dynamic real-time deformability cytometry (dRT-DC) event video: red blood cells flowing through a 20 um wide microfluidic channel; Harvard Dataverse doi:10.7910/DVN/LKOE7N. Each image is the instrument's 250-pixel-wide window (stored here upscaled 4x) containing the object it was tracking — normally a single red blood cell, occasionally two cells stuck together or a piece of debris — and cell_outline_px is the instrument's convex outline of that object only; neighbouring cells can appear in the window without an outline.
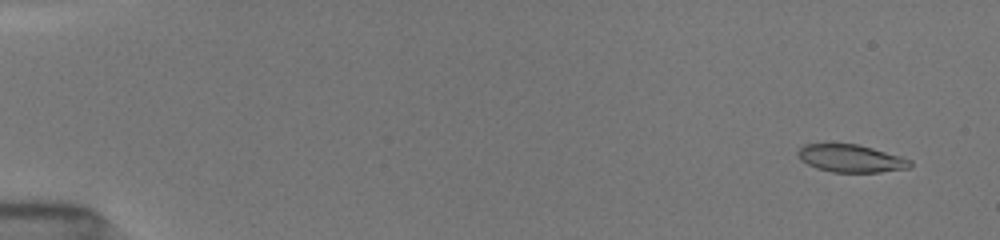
{"species": "common noctule bat (a hibernating species)", "species_latin": "Nyctalus noctula", "temperature_condition": "room temperature", "stored_images_in_passage": 33, "camera_frame_rate_fps": 3000, "um_per_image_px": 0.085, "animal": {"sex": "female", "body_mass_g": 19.5, "forearm_length_mm": 54.1}, "frame": {"image": 1, "passage_image": 2, "time_ms": 1.0, "image_size_px": [1000, 240], "cell_outline_px": [[912, 164], [908, 168], [880, 172], [832, 172], [816, 168], [800, 160], [796, 152], [804, 144], [856, 144], [872, 148], [900, 156], [912, 160]], "centroid_in_image_um": [72.31, 13.47], "position_along_channel_um": 12.7, "area_um2": 17.98}}
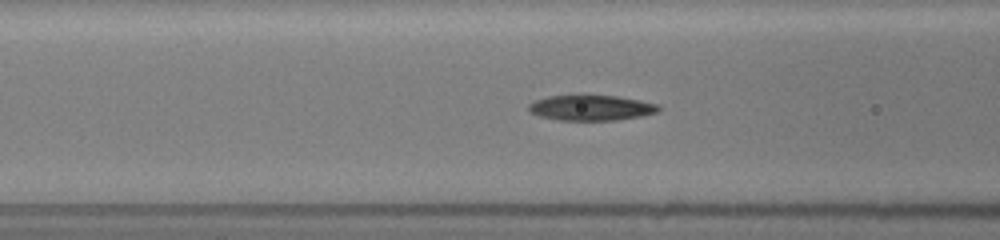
{"frame": {"image": 2, "passage_image": 14, "time_ms": 7.333, "image_size_px": [1000, 240], "cell_outline_px": [[660, 108], [656, 112], [640, 116], [616, 120], [560, 120], [540, 116], [532, 112], [528, 108], [528, 104], [536, 100], [548, 96], [580, 92], [588, 92], [616, 96], [640, 100], [660, 104]], "centroid_in_image_um": [50.23, 9.1], "position_along_channel_um": 116.4, "area_um2": 20.0}}
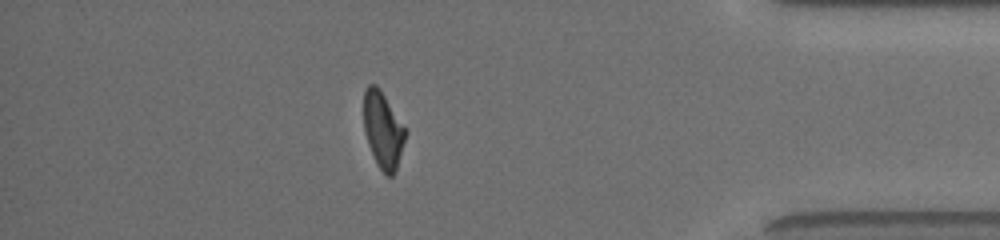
{"frame": {"image": 3, "passage_image": 29, "time_ms": 15.333, "image_size_px": [1000, 240], "cell_outline_px": [[408, 132], [396, 172], [392, 176], [388, 176], [380, 168], [368, 144], [364, 132], [364, 92], [368, 84], [376, 84], [380, 88], [404, 124]], "centroid_in_image_um": [32.59, 11.03], "position_along_channel_um": 402.6, "area_um2": 18.79}, "authors_computed_cell_mechanics": {"area_um2": 19.4786, "velocity_mm_per_s": 3.9923, "shape_relaxation_time_tau1_ms": null, "shape_relaxation_time_tau2_ms": 4.3529, "deformation_change_tau1": null, "deformation_change_tau2": 0.1146}}